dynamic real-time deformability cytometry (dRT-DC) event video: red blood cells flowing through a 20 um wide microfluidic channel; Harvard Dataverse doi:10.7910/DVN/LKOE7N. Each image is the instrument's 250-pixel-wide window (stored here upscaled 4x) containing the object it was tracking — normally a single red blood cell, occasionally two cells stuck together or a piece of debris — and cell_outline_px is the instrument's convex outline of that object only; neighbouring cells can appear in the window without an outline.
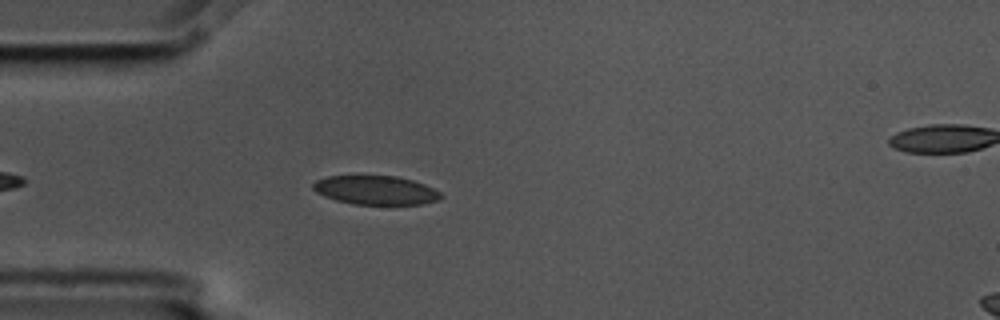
{"species": "common noctule bat (a hibernating species)", "species_latin": "Nyctalus noctula", "temperature_condition": "cold", "stored_images_in_passage": 5, "segment_of_instrument_passage": [1, 2], "camera_frame_rate_fps": 3000, "um_per_image_px": 0.085, "animal": {"sex": "male", "body_mass_g": 17.5, "forearm_length_mm": 52.3}, "frame": {"image": 1, "passage_image": 4, "time_ms": 1.0, "image_size_px": [1000, 320], "cell_outline_px": [[444, 196], [440, 200], [424, 204], [356, 204], [336, 200], [324, 196], [316, 192], [312, 188], [312, 184], [316, 180], [328, 176], [396, 176], [412, 180], [424, 184], [440, 192]], "centroid_in_image_um": [31.95, 16.17], "position_along_channel_um": 53.0, "area_um2": 21.5}}